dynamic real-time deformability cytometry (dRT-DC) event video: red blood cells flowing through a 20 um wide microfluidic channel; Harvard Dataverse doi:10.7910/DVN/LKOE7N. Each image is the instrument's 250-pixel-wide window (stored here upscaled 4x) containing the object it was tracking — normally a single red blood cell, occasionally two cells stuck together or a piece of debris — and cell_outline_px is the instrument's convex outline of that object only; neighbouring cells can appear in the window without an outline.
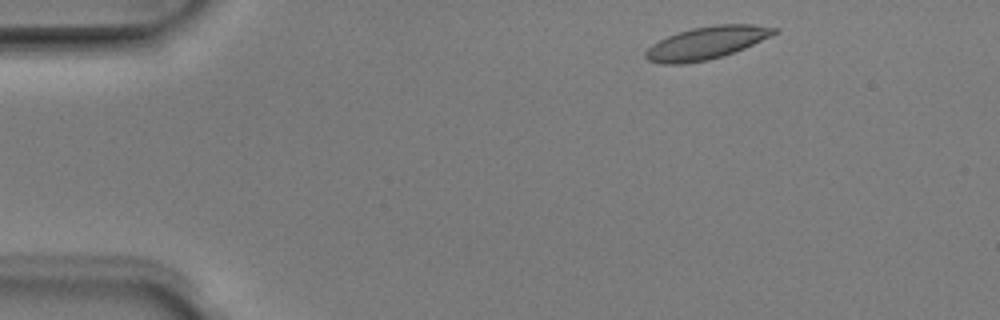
{"species": "Egyptian fruit bat (a non-hibernating species)", "species_latin": "Rousettus aegyptiacus", "temperature_condition": "room temperature", "stored_images_in_passage": 3, "camera_frame_rate_fps": 3000, "um_per_image_px": 0.085, "animal": {"sex": "male"}, "frame": {"image": 1, "passage_image": 1, "time_ms": 0.0, "image_size_px": [1000, 320], "cell_outline_px": [[780, 32], [772, 36], [744, 48], [708, 60], [684, 64], [660, 64], [648, 60], [644, 56], [644, 52], [652, 44], [668, 36], [692, 28], [716, 24], [752, 24], [780, 28]], "centroid_in_image_um": [60.08, 3.64], "position_along_channel_um": 24.9, "area_um2": 24.45}}